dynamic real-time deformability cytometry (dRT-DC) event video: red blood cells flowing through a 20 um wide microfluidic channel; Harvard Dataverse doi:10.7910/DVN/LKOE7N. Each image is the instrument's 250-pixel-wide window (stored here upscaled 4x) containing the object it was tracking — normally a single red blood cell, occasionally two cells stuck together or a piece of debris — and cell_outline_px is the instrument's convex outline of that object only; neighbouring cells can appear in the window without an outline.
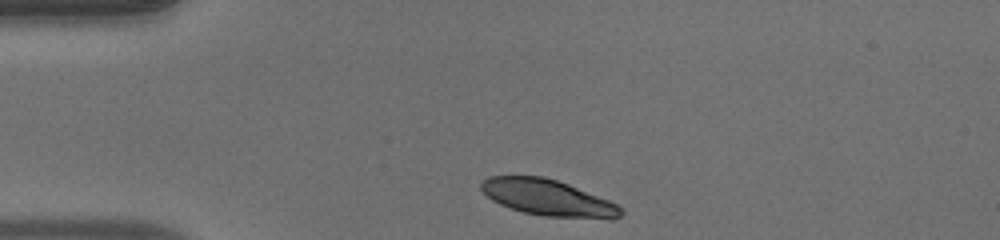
{"species": "human", "species_latin": "Homo sapiens", "temperature_condition": "warm", "stored_images_in_passage": 35, "camera_frame_rate_fps": 3000, "um_per_image_px": 0.085, "donor": {"sex": "male"}, "frame": {"image": 1, "passage_image": 1, "time_ms": 0.0, "image_size_px": [1000, 240], "cell_outline_px": [[624, 212], [620, 216], [612, 220], [608, 220], [544, 216], [524, 212], [500, 204], [492, 200], [480, 188], [480, 184], [488, 176], [544, 176], [568, 184], [608, 200], [624, 208]], "centroid_in_image_um": [46.63, 16.82], "position_along_channel_um": 38.4, "area_um2": 29.54}}
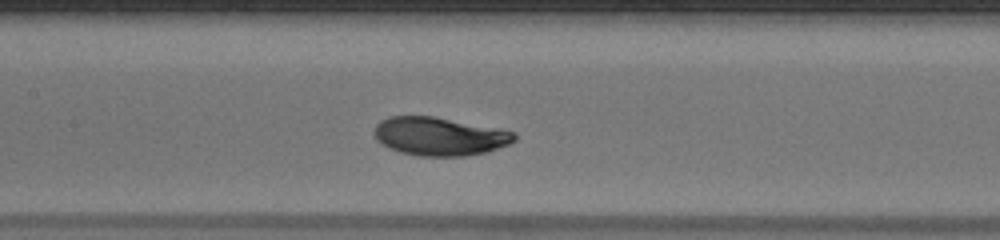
{"frame": {"image": 2, "passage_image": 14, "time_ms": 4.333, "image_size_px": [1000, 240], "cell_outline_px": [[516, 140], [508, 144], [488, 152], [464, 156], [420, 156], [400, 152], [388, 148], [380, 144], [376, 140], [372, 132], [376, 124], [380, 120], [388, 116], [432, 116], [496, 128], [516, 132]], "centroid_in_image_um": [37.3, 11.59], "position_along_channel_um": 170.1, "area_um2": 31.5}}
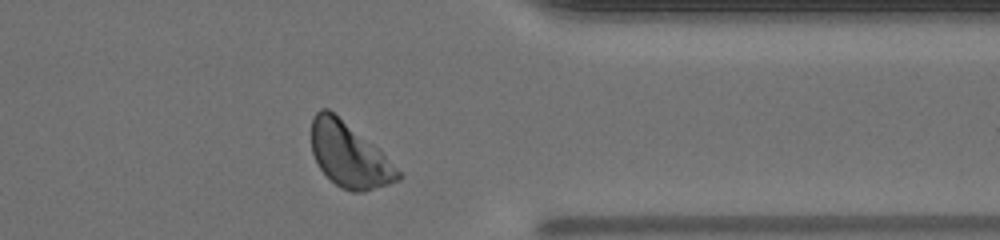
{"frame": {"image": 3, "passage_image": 31, "time_ms": 10.0, "image_size_px": [1000, 240], "cell_outline_px": [[400, 180], [364, 192], [352, 192], [340, 188], [320, 168], [312, 152], [312, 116], [320, 108], [328, 108], [372, 144], [400, 172]], "centroid_in_image_um": [29.64, 13.19], "position_along_channel_um": 381.8, "area_um2": 31.73}, "authors_computed_cell_mechanics": {"area_um2": 31.6744, "velocity_mm_per_s": 3.892, "shape_relaxation_time_tau1_ms": 2.8076, "shape_relaxation_time_tau2_ms": null, "deformation_change_tau1": 0.1357, "deformation_change_tau2": null}}